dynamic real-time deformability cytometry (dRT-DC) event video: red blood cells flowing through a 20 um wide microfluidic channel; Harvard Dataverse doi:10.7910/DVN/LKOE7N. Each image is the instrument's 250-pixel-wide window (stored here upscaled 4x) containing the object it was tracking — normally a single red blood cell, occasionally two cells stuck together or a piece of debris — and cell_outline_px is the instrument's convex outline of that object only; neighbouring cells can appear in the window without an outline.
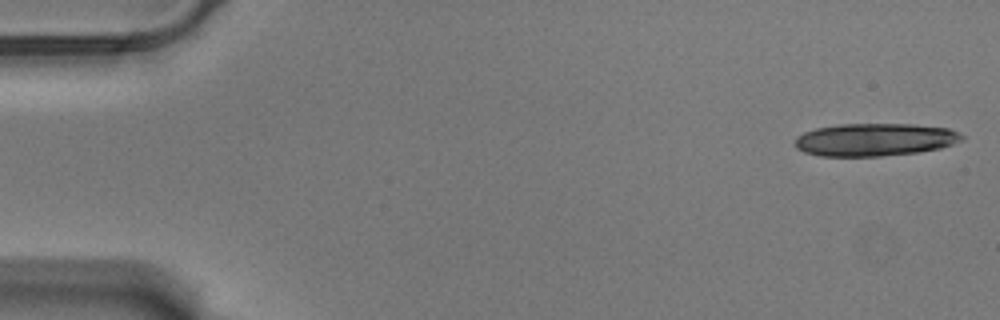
{"species": "Egyptian fruit bat (a non-hibernating species)", "species_latin": "Rousettus aegyptiacus", "temperature_condition": "warm", "stored_images_in_passage": 19, "camera_frame_rate_fps": 3000, "um_per_image_px": 0.085, "animal": {"sex": "male"}, "frame": {"image": 1, "passage_image": 1, "time_ms": 0.0, "image_size_px": [1000, 320], "cell_outline_px": [[964, 140], [940, 148], [916, 152], [880, 156], [820, 156], [804, 152], [796, 148], [796, 136], [804, 132], [816, 128], [836, 124], [912, 124], [948, 128], [964, 136]], "centroid_in_image_um": [74.34, 11.86], "position_along_channel_um": 10.7, "area_um2": 31.79}}